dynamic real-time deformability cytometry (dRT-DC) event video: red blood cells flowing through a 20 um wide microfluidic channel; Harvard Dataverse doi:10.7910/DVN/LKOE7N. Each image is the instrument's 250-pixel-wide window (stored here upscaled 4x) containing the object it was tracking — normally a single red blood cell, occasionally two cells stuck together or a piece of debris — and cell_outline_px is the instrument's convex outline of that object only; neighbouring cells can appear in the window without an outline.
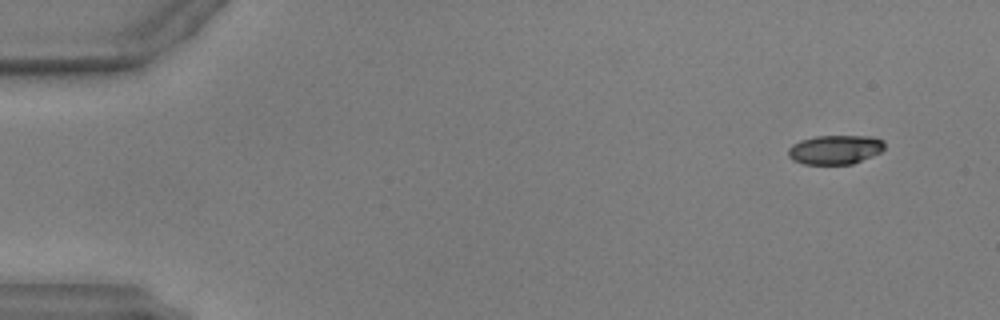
{"species": "common noctule bat (a hibernating species)", "species_latin": "Nyctalus noctula", "temperature_condition": "warm", "stored_images_in_passage": 6, "camera_frame_rate_fps": 3000, "um_per_image_px": 0.085, "animal": {"sex": "male", "body_mass_g": 17.9, "forearm_length_mm": 54.2}, "frame": {"image": 1, "passage_image": 1, "time_ms": 0.0, "image_size_px": [1000, 320], "cell_outline_px": [[884, 148], [880, 152], [872, 156], [852, 164], [804, 164], [792, 160], [788, 156], [788, 148], [792, 144], [800, 140], [816, 136], [868, 136], [884, 140]], "centroid_in_image_um": [70.96, 12.72], "position_along_channel_um": 14.0, "area_um2": 16.42}}